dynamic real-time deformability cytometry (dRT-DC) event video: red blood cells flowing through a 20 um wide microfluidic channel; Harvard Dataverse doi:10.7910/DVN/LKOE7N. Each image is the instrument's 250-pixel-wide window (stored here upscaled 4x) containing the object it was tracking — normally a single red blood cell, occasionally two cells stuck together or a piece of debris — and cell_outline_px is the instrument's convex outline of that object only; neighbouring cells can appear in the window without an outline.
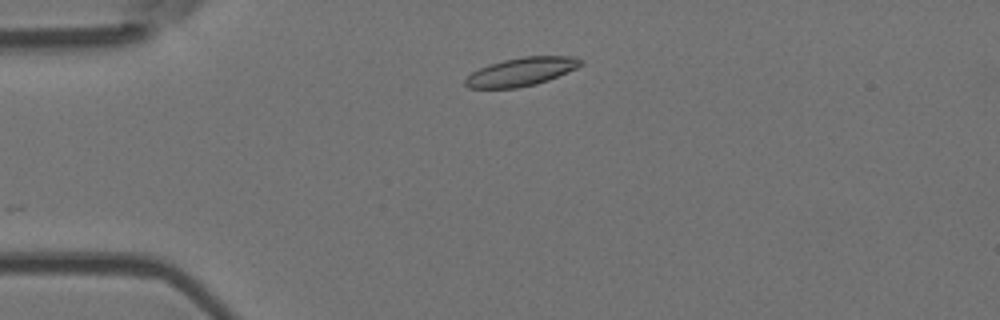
{"species": "Egyptian fruit bat (a non-hibernating species)", "species_latin": "Rousettus aegyptiacus", "temperature_condition": "room temperature", "stored_images_in_passage": 27, "camera_frame_rate_fps": 3000, "um_per_image_px": 0.085, "animal": {"sex": "female"}, "frame": {"image": 1, "passage_image": 1, "time_ms": 0.0, "image_size_px": [1000, 320], "cell_outline_px": [[584, 64], [576, 68], [548, 80], [536, 84], [516, 88], [468, 88], [464, 84], [464, 80], [472, 72], [488, 64], [504, 60], [524, 56], [576, 56], [584, 60]], "centroid_in_image_um": [44.33, 6.09], "position_along_channel_um": 40.7, "area_um2": 19.13}}
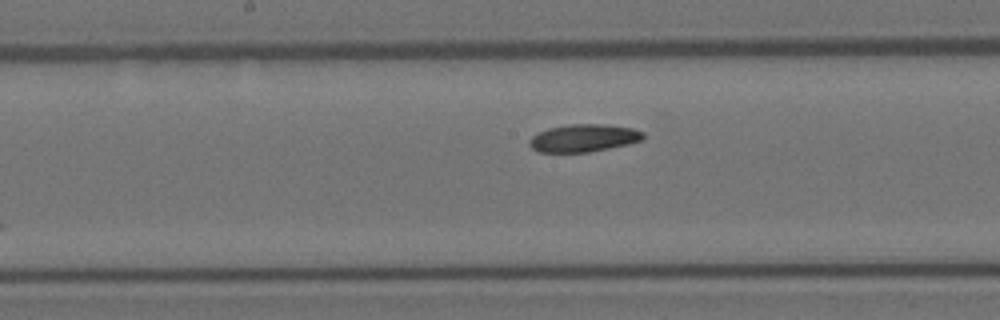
{"frame": {"image": 2, "passage_image": 15, "time_ms": 4.667, "image_size_px": [1000, 320], "cell_outline_px": [[644, 140], [628, 144], [588, 152], [540, 152], [532, 148], [528, 144], [528, 140], [532, 136], [548, 128], [568, 124], [600, 124], [632, 128], [644, 132]], "centroid_in_image_um": [49.6, 11.73], "position_along_channel_um": 198.6, "area_um2": 18.26}}
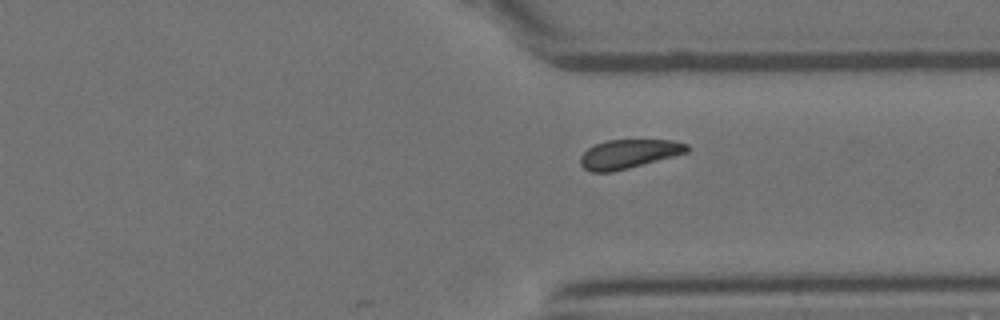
{"frame": {"image": 3, "passage_image": 27, "time_ms": 8.667, "image_size_px": [1000, 320], "cell_outline_px": [[688, 152], [628, 168], [612, 172], [592, 172], [584, 168], [580, 164], [580, 156], [588, 148], [596, 144], [608, 140], [672, 140], [688, 144]], "centroid_in_image_um": [53.42, 13.08], "position_along_channel_um": 358.0, "area_um2": 17.8}}